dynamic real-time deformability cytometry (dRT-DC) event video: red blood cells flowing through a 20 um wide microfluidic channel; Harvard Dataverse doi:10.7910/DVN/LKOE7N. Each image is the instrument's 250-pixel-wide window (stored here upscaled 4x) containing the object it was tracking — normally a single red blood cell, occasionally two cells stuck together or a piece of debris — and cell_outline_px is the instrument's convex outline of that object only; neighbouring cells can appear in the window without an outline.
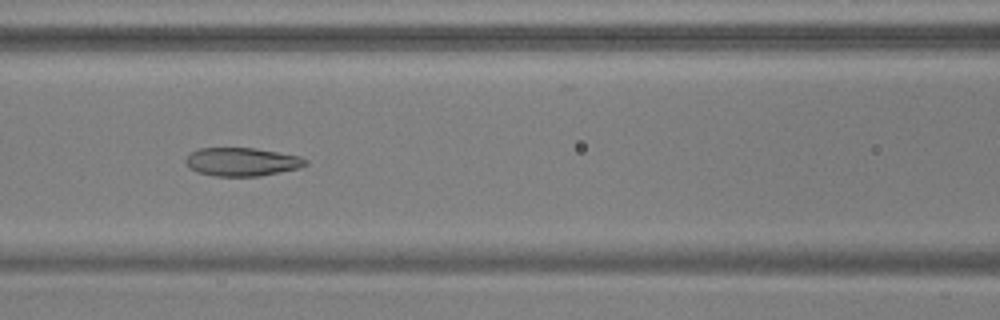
{"species": "common noctule bat (a hibernating species)", "species_latin": "Nyctalus noctula", "temperature_condition": "warm", "stored_images_in_passage": 55, "camera_frame_rate_fps": 3000, "um_per_image_px": 0.085, "animal": {"sex": "male", "body_mass_g": 17.9, "forearm_length_mm": 54.2}, "frame": {"image": 1, "passage_image": 25, "time_ms": 8.0, "image_size_px": [1000, 320], "cell_outline_px": [[308, 164], [300, 168], [260, 176], [216, 176], [196, 172], [188, 168], [184, 160], [192, 152], [200, 148], [252, 148], [300, 156], [308, 160]], "centroid_in_image_um": [20.56, 13.76], "position_along_channel_um": 146.0, "area_um2": 19.83}}
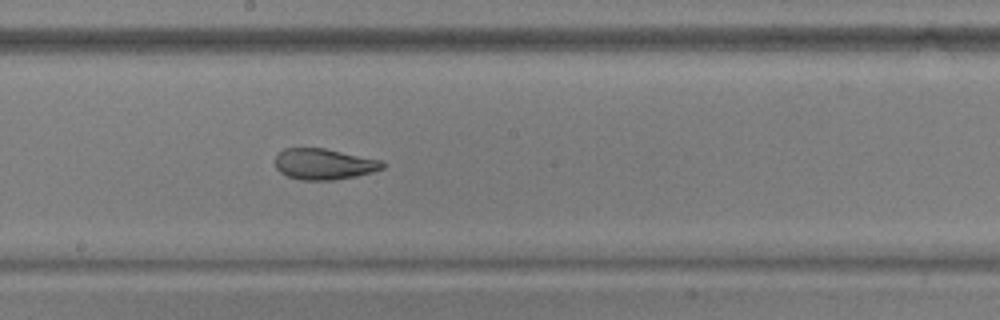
{"frame": {"image": 2, "passage_image": 31, "time_ms": 10.0, "image_size_px": [1000, 320], "cell_outline_px": [[384, 168], [372, 172], [356, 176], [336, 180], [300, 180], [288, 176], [280, 172], [276, 168], [276, 152], [284, 148], [324, 148], [384, 160]], "centroid_in_image_um": [27.54, 13.94], "position_along_channel_um": 220.7, "area_um2": 19.59}}
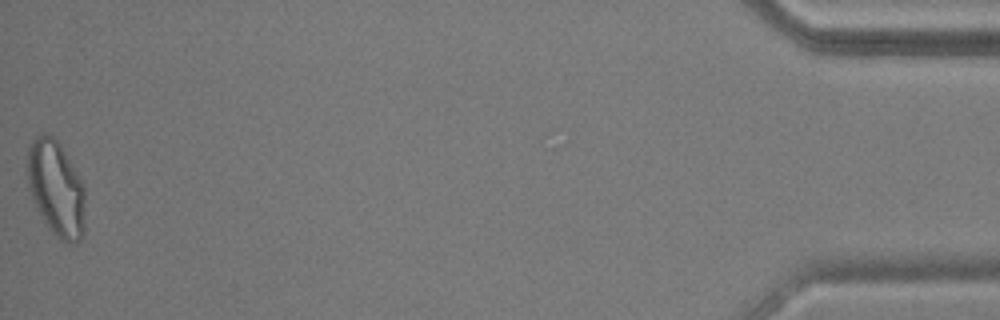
{"frame": {"image": 3, "passage_image": 55, "time_ms": 18.0, "image_size_px": [1000, 320], "cell_outline_px": [[84, 232], [80, 240], [72, 244], [68, 244], [60, 240], [48, 228], [32, 200], [28, 188], [28, 144], [40, 132], [44, 132], [52, 136], [60, 144], [84, 180]], "centroid_in_image_um": [4.78, 16.01], "position_along_channel_um": 430.4, "area_um2": 32.77}, "authors_computed_cell_mechanics": {"area_um2": 23.4668, "velocity_mm_per_s": 3.7365, "shape_relaxation_time_tau1_ms": null, "shape_relaxation_time_tau2_ms": 1.2628, "deformation_change_tau1": null, "deformation_change_tau2": 0.0804}}